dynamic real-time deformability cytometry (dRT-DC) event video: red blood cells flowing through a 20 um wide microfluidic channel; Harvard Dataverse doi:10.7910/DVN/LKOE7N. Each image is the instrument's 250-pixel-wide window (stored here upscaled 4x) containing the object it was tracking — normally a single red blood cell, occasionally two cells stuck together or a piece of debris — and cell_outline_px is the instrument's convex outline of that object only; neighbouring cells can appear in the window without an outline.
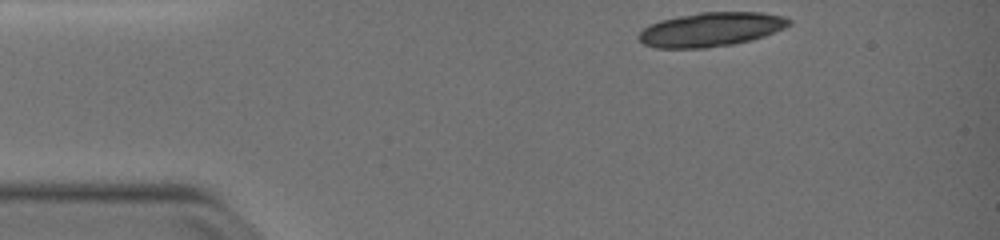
{"species": "common noctule bat (a hibernating species)", "species_latin": "Nyctalus noctula", "temperature_condition": "warm", "stored_images_in_passage": 29, "segment_of_instrument_passage": [1, 2], "camera_frame_rate_fps": 3000, "um_per_image_px": 0.085, "animal": {"sex": "female", "body_mass_g": 19.0, "forearm_length_mm": 51.5}, "frame": {"image": 1, "passage_image": 1, "time_ms": 0.0, "image_size_px": [1000, 240], "cell_outline_px": [[792, 24], [784, 28], [764, 36], [752, 40], [732, 44], [704, 48], [656, 48], [644, 44], [636, 36], [644, 28], [660, 20], [700, 12], [764, 12], [784, 16], [792, 20]], "centroid_in_image_um": [60.46, 2.5], "position_along_channel_um": 24.5, "area_um2": 29.88}}